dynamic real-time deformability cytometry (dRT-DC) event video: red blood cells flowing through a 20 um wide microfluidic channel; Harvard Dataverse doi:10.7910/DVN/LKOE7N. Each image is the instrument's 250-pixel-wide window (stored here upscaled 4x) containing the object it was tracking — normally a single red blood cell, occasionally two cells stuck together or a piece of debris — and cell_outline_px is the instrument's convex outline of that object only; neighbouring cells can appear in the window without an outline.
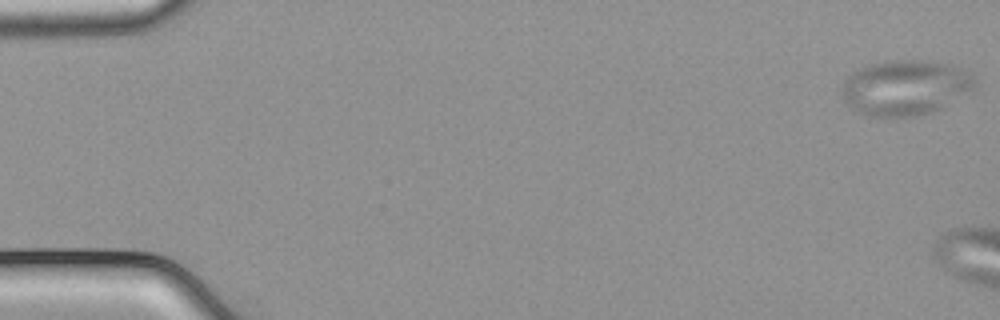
{"species": "common noctule bat (a hibernating species)", "species_latin": "Nyctalus noctula", "temperature_condition": "cold", "stored_images_in_passage": 6, "camera_frame_rate_fps": 3000, "um_per_image_px": 0.085, "animal": {"sex": "male", "body_mass_g": 21.5, "forearm_length_mm": 52.0}, "frame": {"image": 1, "passage_image": 1, "time_ms": 0.0, "image_size_px": [1000, 320], "cell_outline_px": [[976, 84], [972, 88], [940, 108], [924, 116], [868, 116], [852, 108], [844, 100], [840, 88], [844, 80], [852, 72], [860, 68], [872, 64], [896, 60], [920, 60], [952, 64], [976, 76]], "centroid_in_image_um": [76.93, 7.44], "position_along_channel_um": 8.1, "area_um2": 42.48}}